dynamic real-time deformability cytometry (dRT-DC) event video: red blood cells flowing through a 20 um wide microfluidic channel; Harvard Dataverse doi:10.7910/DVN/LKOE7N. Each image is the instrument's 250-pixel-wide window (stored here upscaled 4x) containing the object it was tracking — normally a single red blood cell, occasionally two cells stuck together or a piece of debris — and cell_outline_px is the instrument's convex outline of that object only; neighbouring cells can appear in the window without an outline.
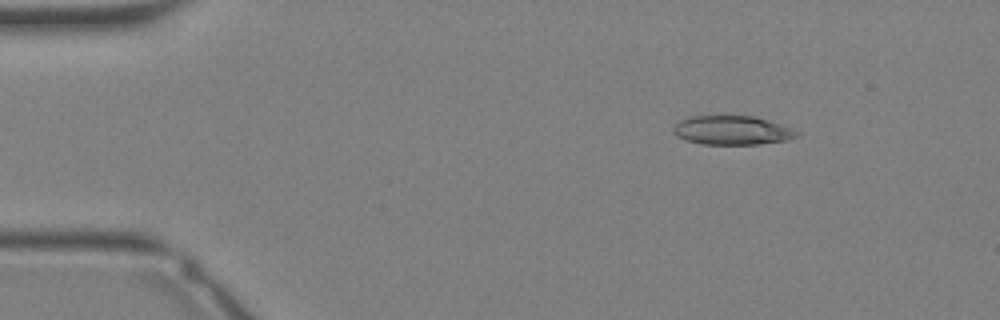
{"species": "Egyptian fruit bat (a non-hibernating species)", "species_latin": "Rousettus aegyptiacus", "temperature_condition": "warm", "stored_images_in_passage": 13, "camera_frame_rate_fps": 3000, "um_per_image_px": 0.085, "animal": {"sex": "female"}, "frame": {"image": 1, "passage_image": 5, "time_ms": 1.333, "image_size_px": [1000, 320], "cell_outline_px": [[800, 132], [796, 136], [788, 140], [756, 144], [700, 144], [684, 140], [676, 136], [672, 132], [672, 128], [680, 120], [692, 116], [752, 116], [768, 120], [792, 128]], "centroid_in_image_um": [62.19, 11.08], "position_along_channel_um": 22.8, "area_um2": 20.87}}
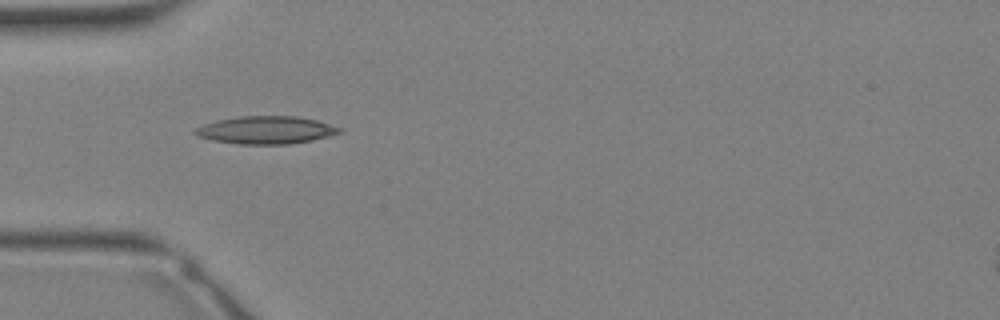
{"frame": {"image": 2, "passage_image": 11, "time_ms": 3.333, "image_size_px": [1000, 320], "cell_outline_px": [[344, 132], [312, 140], [288, 144], [240, 144], [212, 140], [196, 136], [192, 132], [196, 128], [204, 124], [216, 120], [240, 116], [296, 116], [316, 120], [344, 128]], "centroid_in_image_um": [22.62, 11.05], "position_along_channel_um": 62.4, "area_um2": 23.41}}
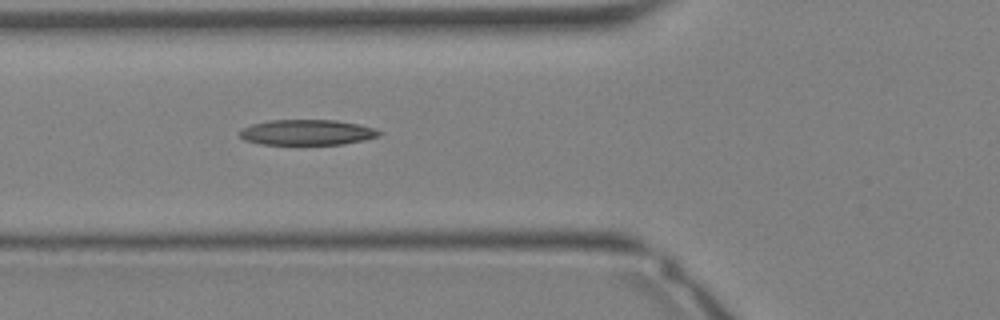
{"frame": {"image": 3, "passage_image": 13, "time_ms": 4.0, "image_size_px": [1000, 320], "cell_outline_px": [[384, 132], [380, 136], [364, 140], [344, 144], [260, 144], [244, 140], [240, 136], [240, 128], [252, 124], [272, 120], [336, 120], [360, 124], [376, 128]], "centroid_in_image_um": [26.15, 11.25], "position_along_channel_um": 99.7, "area_um2": 20.87}}